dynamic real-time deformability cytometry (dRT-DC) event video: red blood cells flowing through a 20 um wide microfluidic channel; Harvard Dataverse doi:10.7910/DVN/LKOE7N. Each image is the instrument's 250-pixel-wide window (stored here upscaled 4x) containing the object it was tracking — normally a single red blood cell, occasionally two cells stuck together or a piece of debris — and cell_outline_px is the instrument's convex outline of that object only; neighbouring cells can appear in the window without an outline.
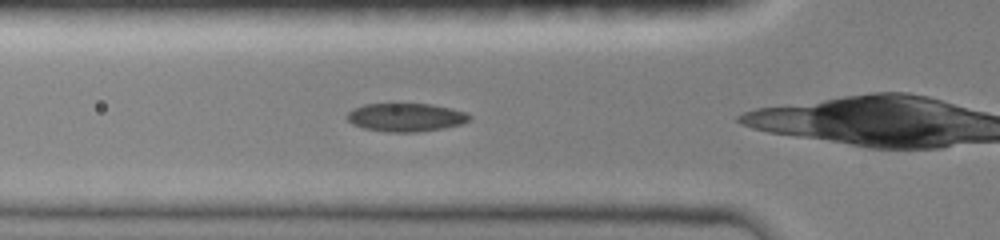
{"species": "common noctule bat (a hibernating species)", "species_latin": "Nyctalus noctula", "temperature_condition": "room temperature", "stored_images_in_passage": 6, "camera_frame_rate_fps": 3000, "um_per_image_px": 0.085, "animal": {"sex": "female", "body_mass_g": 19.0, "forearm_length_mm": 51.5}, "frame": {"image": 1, "passage_image": 5, "time_ms": 1.333, "image_size_px": [1000, 240], "cell_outline_px": [[472, 116], [468, 120], [460, 124], [444, 128], [416, 132], [388, 132], [364, 128], [352, 124], [344, 116], [352, 108], [364, 104], [392, 100], [432, 104], [452, 108], [468, 112]], "centroid_in_image_um": [34.45, 9.91], "position_along_channel_um": 91.4, "area_um2": 21.33}}